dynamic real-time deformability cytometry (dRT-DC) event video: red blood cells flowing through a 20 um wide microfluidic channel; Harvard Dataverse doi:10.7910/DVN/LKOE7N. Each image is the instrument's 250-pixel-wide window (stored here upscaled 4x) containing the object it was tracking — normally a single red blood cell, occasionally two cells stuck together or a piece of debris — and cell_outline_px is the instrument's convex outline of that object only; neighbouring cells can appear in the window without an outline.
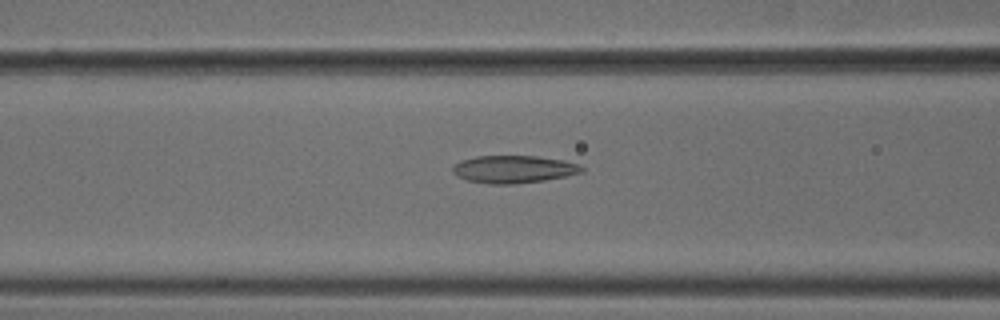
{"species": "common noctule bat (a hibernating species)", "species_latin": "Nyctalus noctula", "temperature_condition": "cold", "stored_images_in_passage": 38, "camera_frame_rate_fps": 3000, "um_per_image_px": 0.085, "animal": {"sex": "male", "body_mass_g": 18.8}, "frame": {"image": 1, "passage_image": 7, "time_ms": 2.0, "image_size_px": [1000, 320], "cell_outline_px": [[584, 172], [568, 176], [544, 180], [512, 184], [488, 184], [468, 180], [456, 176], [452, 172], [452, 168], [460, 160], [476, 156], [536, 156], [564, 160], [580, 164], [584, 168]], "centroid_in_image_um": [43.68, 14.38], "position_along_channel_um": 122.9, "area_um2": 20.87}}
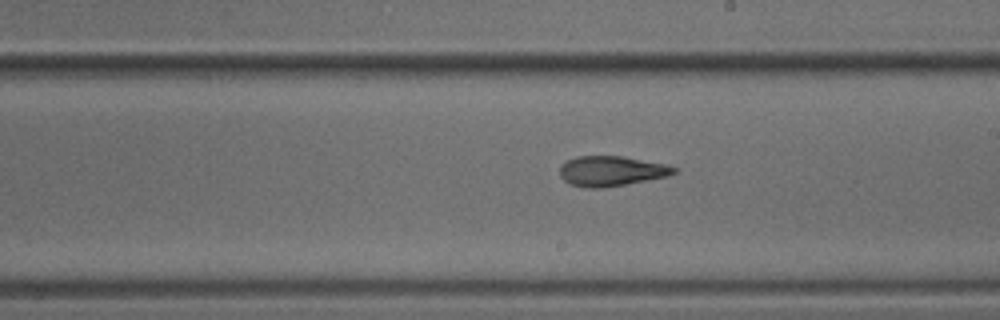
{"frame": {"image": 2, "passage_image": 16, "time_ms": 5.0, "image_size_px": [1000, 320], "cell_outline_px": [[680, 168], [676, 172], [668, 176], [604, 188], [584, 188], [572, 184], [564, 180], [560, 176], [560, 168], [568, 160], [576, 156], [624, 156], [668, 164]], "centroid_in_image_um": [52.02, 14.53], "position_along_channel_um": 237.0, "area_um2": 20.11}}
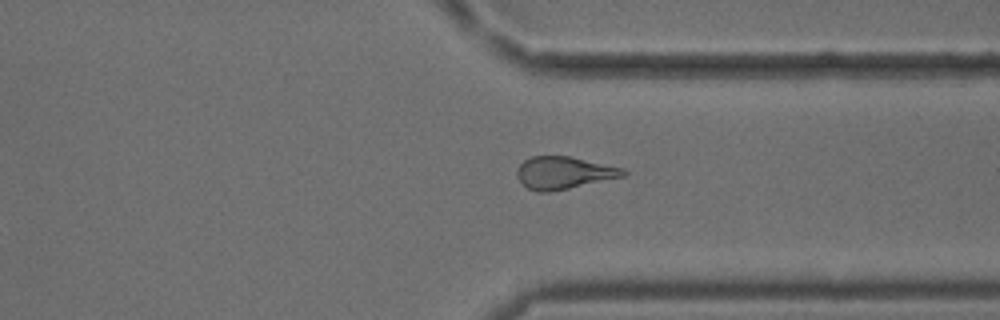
{"frame": {"image": 3, "passage_image": 26, "time_ms": 8.333, "image_size_px": [1000, 320], "cell_outline_px": [[628, 172], [624, 176], [568, 188], [548, 192], [540, 192], [528, 188], [516, 176], [516, 168], [524, 160], [532, 156], [568, 156], [624, 168]], "centroid_in_image_um": [47.91, 14.68], "position_along_channel_um": 363.5, "area_um2": 19.83}, "authors_computed_cell_mechanics": {"area_um2": 20.1144, "velocity_mm_per_s": 3.7969, "shape_relaxation_time_tau1_ms": 7.461, "shape_relaxation_time_tau2_ms": 2.6134, "deformation_change_tau1": 0.1881, "deformation_change_tau2": 0.1182}}